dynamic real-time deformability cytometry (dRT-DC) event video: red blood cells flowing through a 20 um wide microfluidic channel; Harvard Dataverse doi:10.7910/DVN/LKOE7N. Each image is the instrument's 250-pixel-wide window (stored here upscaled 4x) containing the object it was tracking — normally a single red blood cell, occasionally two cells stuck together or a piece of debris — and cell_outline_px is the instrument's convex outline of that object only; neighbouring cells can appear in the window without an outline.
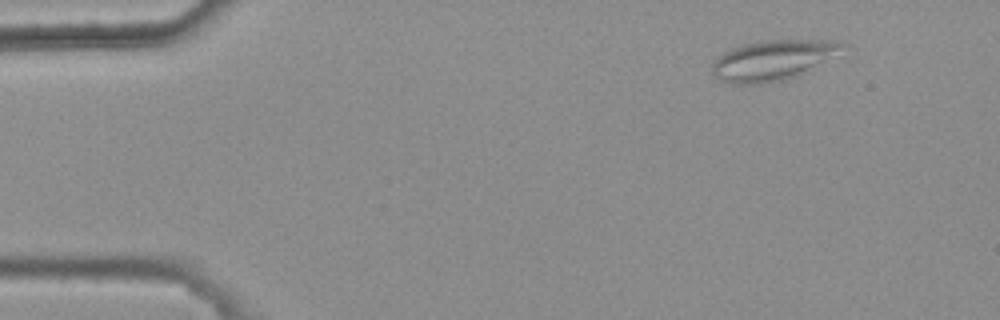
{"species": "common noctule bat (a hibernating species)", "species_latin": "Nyctalus noctula", "temperature_condition": "warm", "stored_images_in_passage": 4, "camera_frame_rate_fps": 3000, "um_per_image_px": 0.085, "animal": {"sex": "female", "body_mass_g": 25.1}, "frame": {"image": 1, "passage_image": 1, "time_ms": 0.0, "image_size_px": [1000, 320], "cell_outline_px": [[844, 44], [812, 72], [800, 76], [784, 80], [764, 84], [728, 84], [720, 80], [712, 72], [712, 64], [724, 52], [732, 48], [744, 44], [760, 40], [836, 40]], "centroid_in_image_um": [65.65, 5.15], "position_along_channel_um": 19.4, "area_um2": 30.52}}